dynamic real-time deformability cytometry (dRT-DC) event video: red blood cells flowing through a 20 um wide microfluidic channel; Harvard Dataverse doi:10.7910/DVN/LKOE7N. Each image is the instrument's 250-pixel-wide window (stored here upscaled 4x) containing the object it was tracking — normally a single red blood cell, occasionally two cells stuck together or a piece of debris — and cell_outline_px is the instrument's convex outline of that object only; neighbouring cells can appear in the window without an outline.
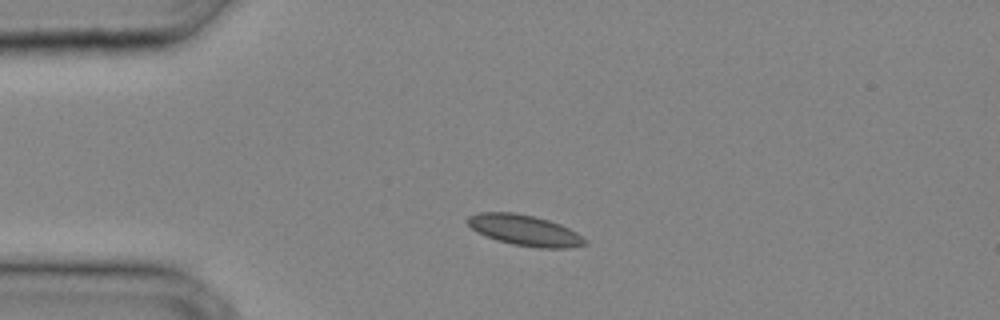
{"species": "common noctule bat (a hibernating species)", "species_latin": "Nyctalus noctula", "temperature_condition": "cold", "stored_images_in_passage": 31, "camera_frame_rate_fps": 3000, "um_per_image_px": 0.085, "animal": {"sex": "male", "body_mass_g": 20.4}, "frame": {"image": 1, "passage_image": 5, "time_ms": 1.333, "image_size_px": [1000, 320], "cell_outline_px": [[588, 244], [568, 248], [540, 248], [512, 244], [496, 240], [476, 232], [468, 224], [468, 216], [480, 212], [512, 212], [532, 216], [548, 220], [560, 224], [576, 232], [588, 240]], "centroid_in_image_um": [44.62, 19.58], "position_along_channel_um": 40.4, "area_um2": 20.98}}
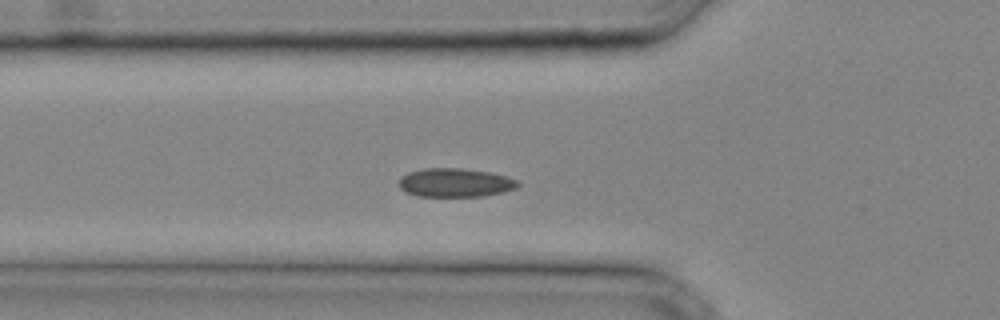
{"frame": {"image": 2, "passage_image": 9, "time_ms": 2.667, "image_size_px": [1000, 320], "cell_outline_px": [[520, 184], [516, 188], [504, 192], [480, 196], [416, 196], [404, 192], [400, 188], [400, 180], [408, 172], [424, 168], [460, 168], [488, 172], [504, 176], [516, 180]], "centroid_in_image_um": [38.67, 15.53], "position_along_channel_um": 87.1, "area_um2": 19.71}}
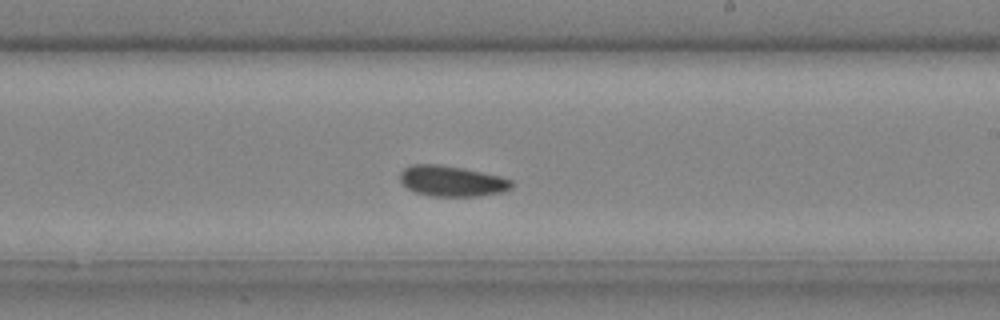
{"frame": {"image": 3, "passage_image": 18, "time_ms": 5.667, "image_size_px": [1000, 320], "cell_outline_px": [[512, 188], [504, 192], [480, 196], [428, 196], [416, 192], [408, 188], [400, 180], [400, 172], [404, 168], [412, 164], [440, 164], [464, 168], [500, 176], [512, 180]], "centroid_in_image_um": [38.42, 15.39], "position_along_channel_um": 250.6, "area_um2": 20.06}}